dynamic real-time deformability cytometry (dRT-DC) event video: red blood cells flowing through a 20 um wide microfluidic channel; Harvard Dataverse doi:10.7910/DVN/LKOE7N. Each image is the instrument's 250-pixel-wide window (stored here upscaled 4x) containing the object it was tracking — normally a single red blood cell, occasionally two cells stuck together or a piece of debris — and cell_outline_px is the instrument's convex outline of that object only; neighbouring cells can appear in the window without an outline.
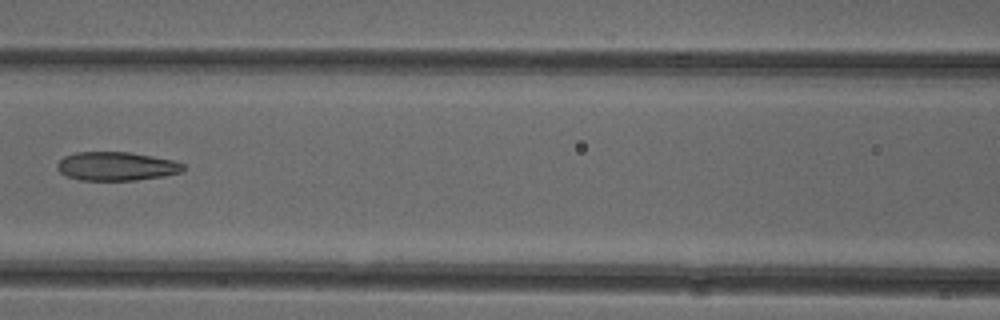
{"species": "common noctule bat (a hibernating species)", "species_latin": "Nyctalus noctula", "temperature_condition": "cold", "stored_images_in_passage": 7, "camera_frame_rate_fps": 3000, "um_per_image_px": 0.085, "animal": {"sex": "female"}, "frame": {"image": 1, "passage_image": 7, "time_ms": 8.0, "image_size_px": [1000, 320], "cell_outline_px": [[184, 168], [180, 172], [164, 176], [136, 180], [80, 180], [68, 176], [60, 172], [56, 168], [56, 164], [64, 156], [76, 152], [128, 152], [152, 156], [172, 160], [184, 164]], "centroid_in_image_um": [9.87, 14.13], "position_along_channel_um": 156.7, "area_um2": 20.98}}